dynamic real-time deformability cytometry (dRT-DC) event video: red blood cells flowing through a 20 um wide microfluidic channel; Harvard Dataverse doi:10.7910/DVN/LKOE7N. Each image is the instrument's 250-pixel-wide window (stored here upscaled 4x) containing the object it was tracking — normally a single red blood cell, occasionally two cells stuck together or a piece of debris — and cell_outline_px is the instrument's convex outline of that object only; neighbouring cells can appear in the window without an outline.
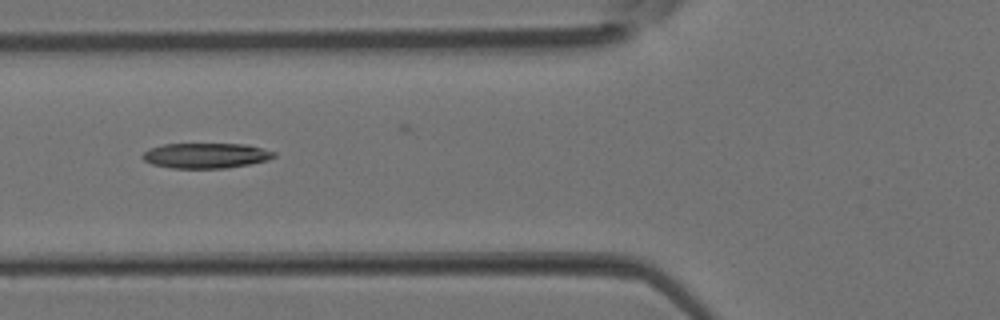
{"species": "Egyptian fruit bat (a non-hibernating species)", "species_latin": "Rousettus aegyptiacus", "temperature_condition": "room temperature", "stored_images_in_passage": 5, "camera_frame_rate_fps": 3000, "um_per_image_px": 0.085, "animal": {"sex": "female"}, "frame": {"image": 1, "passage_image": 5, "time_ms": 1.333, "image_size_px": [1000, 320], "cell_outline_px": [[276, 156], [268, 160], [228, 168], [172, 168], [152, 164], [144, 160], [140, 156], [148, 148], [164, 144], [248, 144], [276, 152]], "centroid_in_image_um": [17.5, 13.22], "position_along_channel_um": 108.3, "area_um2": 19.42}}